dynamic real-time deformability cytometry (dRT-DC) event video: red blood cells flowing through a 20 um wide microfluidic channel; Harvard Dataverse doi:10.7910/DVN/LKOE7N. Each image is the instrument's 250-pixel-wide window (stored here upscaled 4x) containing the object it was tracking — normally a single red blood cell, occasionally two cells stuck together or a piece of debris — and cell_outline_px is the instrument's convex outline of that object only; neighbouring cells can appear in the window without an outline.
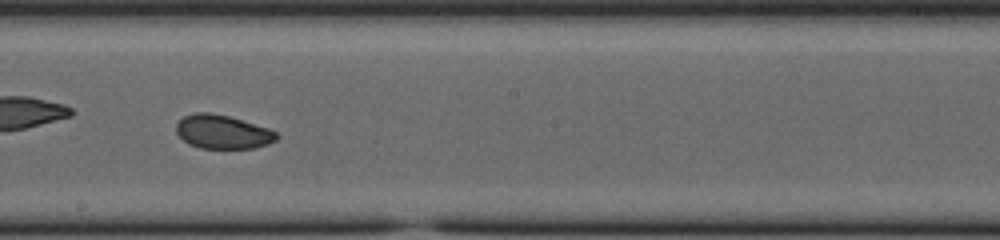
{"species": "common noctule bat (a hibernating species)", "species_latin": "Nyctalus noctula", "temperature_condition": "cold", "stored_images_in_passage": 37, "camera_frame_rate_fps": 3000, "um_per_image_px": 0.085, "animal": {"sex": "female", "body_mass_g": 23.0, "forearm_length_mm": 53.4}, "frame": {"image": 1, "passage_image": 16, "time_ms": 5.0, "image_size_px": [1000, 240], "cell_outline_px": [[280, 136], [276, 140], [268, 144], [256, 148], [200, 148], [188, 144], [176, 132], [176, 124], [184, 116], [196, 112], [208, 112], [228, 116], [268, 128], [276, 132]], "centroid_in_image_um": [18.93, 11.21], "position_along_channel_um": 229.3, "area_um2": 19.71}, "authors_computed_cell_mechanics": {"area_um2": 20.5768, "velocity_mm_per_s": 3.8328, "shape_relaxation_time_tau1_ms": null, "shape_relaxation_time_tau2_ms": 2.1401, "deformation_change_tau1": null, "deformation_change_tau2": 0.0595}}